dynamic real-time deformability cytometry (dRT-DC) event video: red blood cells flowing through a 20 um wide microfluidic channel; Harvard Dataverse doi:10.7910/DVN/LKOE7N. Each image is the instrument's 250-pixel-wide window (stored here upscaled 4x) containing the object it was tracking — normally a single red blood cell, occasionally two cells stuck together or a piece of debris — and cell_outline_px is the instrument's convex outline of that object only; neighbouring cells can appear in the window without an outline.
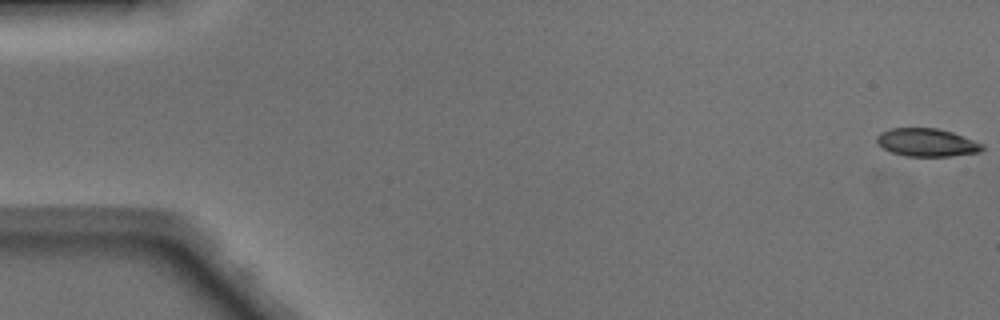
{"species": "Egyptian fruit bat (a non-hibernating species)", "species_latin": "Rousettus aegyptiacus", "temperature_condition": "warm", "stored_images_in_passage": 49, "camera_frame_rate_fps": 3000, "um_per_image_px": 0.085, "animal": {"sex": "male"}, "frame": {"image": 1, "passage_image": 1, "time_ms": 0.0, "image_size_px": [1000, 320], "cell_outline_px": [[984, 148], [980, 152], [948, 156], [904, 156], [892, 152], [884, 148], [876, 140], [876, 136], [880, 132], [892, 128], [936, 128], [952, 132], [984, 144]], "centroid_in_image_um": [78.78, 12.11], "position_along_channel_um": 6.2, "area_um2": 17.11}}
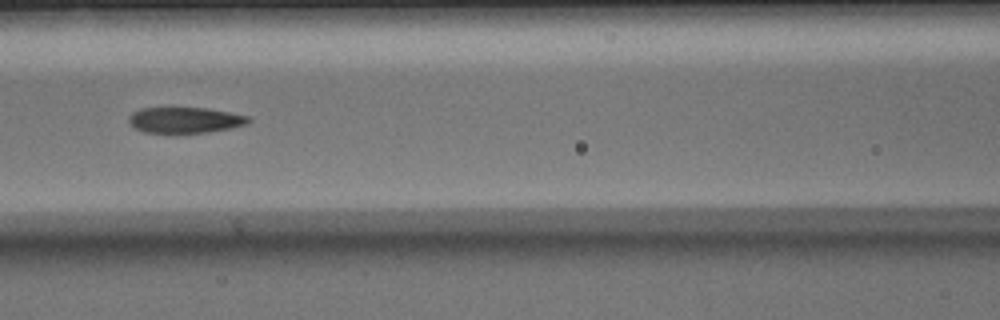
{"frame": {"image": 2, "passage_image": 22, "time_ms": 7.0, "image_size_px": [1000, 320], "cell_outline_px": [[252, 120], [248, 124], [232, 128], [208, 132], [144, 132], [136, 128], [128, 120], [128, 116], [132, 112], [140, 108], [208, 108], [248, 116]], "centroid_in_image_um": [15.75, 10.19], "position_along_channel_um": 150.8, "area_um2": 17.86}}
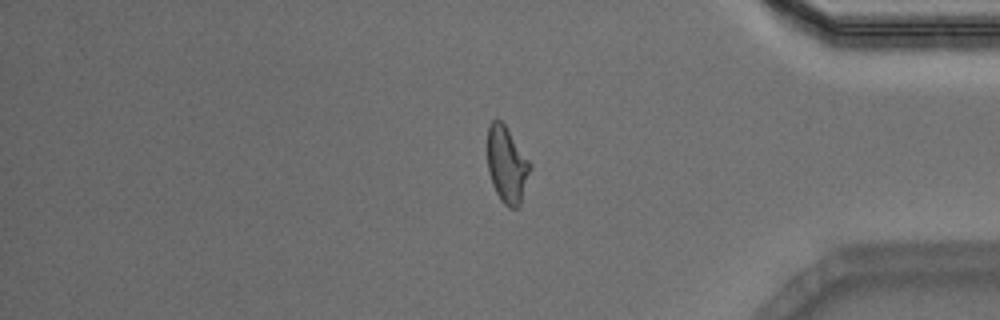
{"frame": {"image": 3, "passage_image": 41, "time_ms": 13.333, "image_size_px": [1000, 320], "cell_outline_px": [[532, 168], [520, 204], [516, 208], [508, 208], [500, 200], [492, 184], [488, 172], [488, 124], [492, 120], [500, 120], [504, 124], [532, 164]], "centroid_in_image_um": [43.09, 14.02], "position_along_channel_um": 392.1, "area_um2": 19.02}, "authors_computed_cell_mechanics": {"area_um2": 18.9006, "velocity_mm_per_s": 4.1806, "shape_relaxation_time_tau1_ms": 5.7516, "shape_relaxation_time_tau2_ms": 2.3874, "deformation_change_tau1": 0.1959, "deformation_change_tau2": 0.0995}}